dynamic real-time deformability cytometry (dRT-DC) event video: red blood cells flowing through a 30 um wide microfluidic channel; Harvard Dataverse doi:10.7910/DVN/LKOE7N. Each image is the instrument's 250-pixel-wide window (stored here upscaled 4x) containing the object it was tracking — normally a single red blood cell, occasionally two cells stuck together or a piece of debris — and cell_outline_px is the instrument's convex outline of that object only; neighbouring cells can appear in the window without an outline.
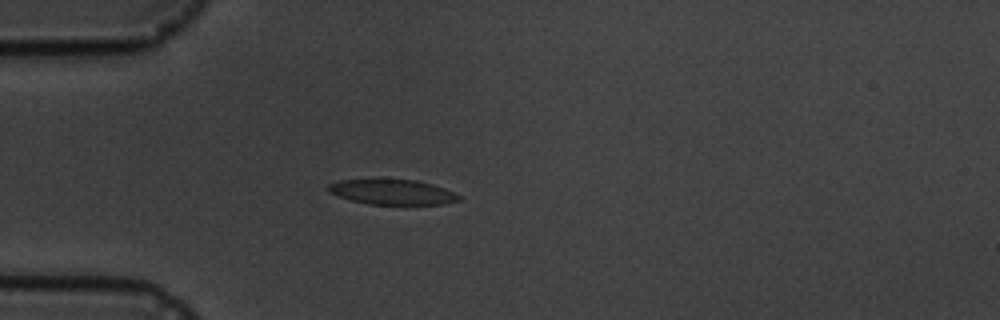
{"species": "common noctule bat (a hibernating species)", "species_latin": "Nyctalus noctula", "temperature_condition": "cold", "stored_images_in_passage": 17, "camera_frame_rate_fps": 3000, "um_per_image_px": 0.085, "animal": {"sex": "male", "body_mass_g": 19.5, "forearm_length_mm": 54.6}, "frame": {"image": 1, "passage_image": 5, "time_ms": 4.667, "image_size_px": [1000, 320], "cell_outline_px": [[460, 200], [444, 204], [368, 204], [352, 200], [328, 192], [328, 184], [340, 180], [416, 180], [432, 184], [444, 188], [460, 196]], "centroid_in_image_um": [33.36, 16.33], "position_along_channel_um": 51.6, "area_um2": 18.73}}
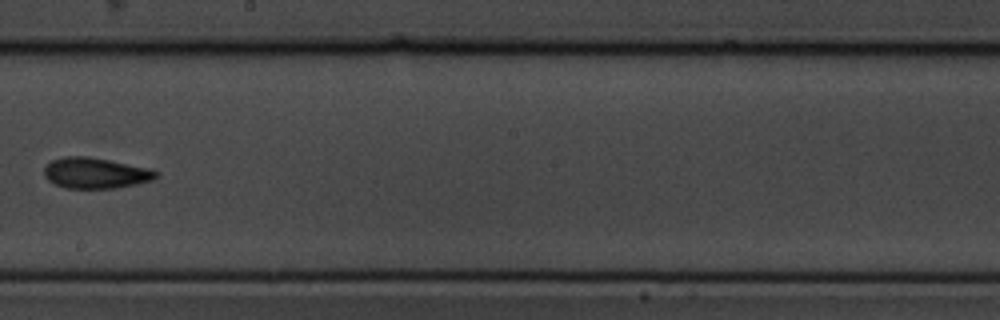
{"frame": {"image": 2, "passage_image": 10, "time_ms": 10.333, "image_size_px": [1000, 320], "cell_outline_px": [[160, 176], [152, 180], [136, 184], [116, 188], [64, 188], [48, 180], [44, 176], [44, 168], [52, 160], [64, 156], [88, 156], [152, 168], [160, 172]], "centroid_in_image_um": [8.17, 14.7], "position_along_channel_um": 240.0, "area_um2": 20.29}}
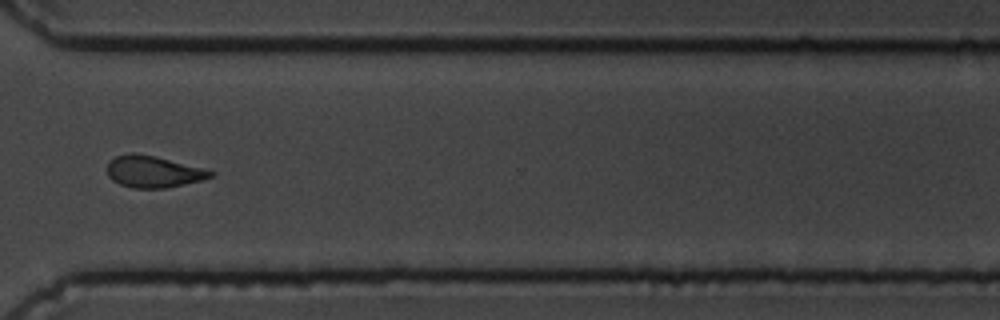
{"frame": {"image": 3, "passage_image": 13, "time_ms": 13.667, "image_size_px": [1000, 320], "cell_outline_px": [[216, 172], [212, 176], [204, 180], [168, 188], [132, 188], [120, 184], [112, 180], [108, 176], [108, 164], [116, 156], [132, 152], [156, 156]], "centroid_in_image_um": [13.04, 14.6], "position_along_channel_um": 357.6, "area_um2": 19.02}, "authors_computed_cell_mechanics": {"area_um2": 19.074, "velocity_mm_per_s": 3.5325, "shape_relaxation_time_tau1_ms": null, "shape_relaxation_time_tau2_ms": 3.5821, "deformation_change_tau1": null, "deformation_change_tau2": 0.097}}